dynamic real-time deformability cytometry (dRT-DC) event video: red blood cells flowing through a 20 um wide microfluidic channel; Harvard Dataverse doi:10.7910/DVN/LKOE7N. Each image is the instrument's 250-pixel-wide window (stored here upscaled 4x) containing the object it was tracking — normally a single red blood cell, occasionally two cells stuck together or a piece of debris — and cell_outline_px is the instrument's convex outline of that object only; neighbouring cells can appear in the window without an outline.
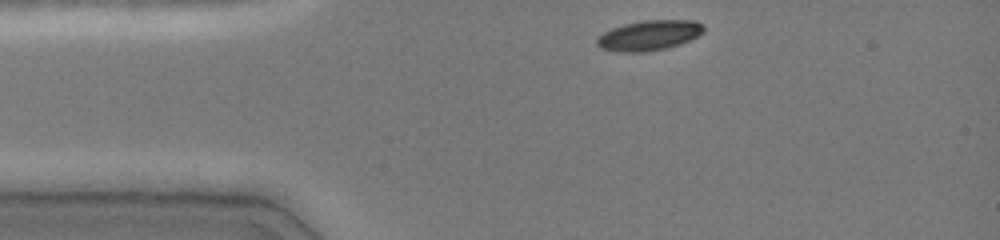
{"species": "common noctule bat (a hibernating species)", "species_latin": "Nyctalus noctula", "temperature_condition": "cold", "stored_images_in_passage": 33, "camera_frame_rate_fps": 3000, "um_per_image_px": 0.085, "animal": {"sex": "female", "body_mass_g": 19.0, "forearm_length_mm": 51.5}, "frame": {"image": 1, "passage_image": 1, "time_ms": 0.0, "image_size_px": [1000, 240], "cell_outline_px": [[704, 32], [680, 44], [668, 48], [644, 52], [620, 52], [600, 48], [596, 44], [596, 40], [604, 32], [612, 28], [624, 24], [644, 20], [696, 20], [704, 24]], "centroid_in_image_um": [55.19, 3.0], "position_along_channel_um": 29.8, "area_um2": 18.79}}
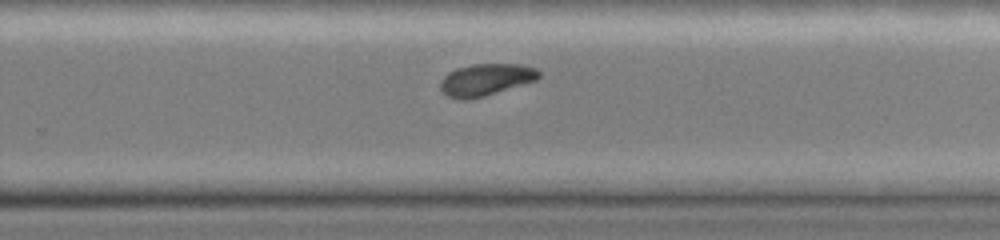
{"frame": {"image": 2, "passage_image": 23, "time_ms": 7.333, "image_size_px": [1000, 240], "cell_outline_px": [[540, 76], [536, 80], [484, 96], [464, 100], [448, 96], [440, 88], [440, 80], [448, 72], [456, 68], [472, 64], [520, 64], [536, 68], [540, 72]], "centroid_in_image_um": [41.28, 6.76], "position_along_channel_um": 288.5, "area_um2": 18.21}}
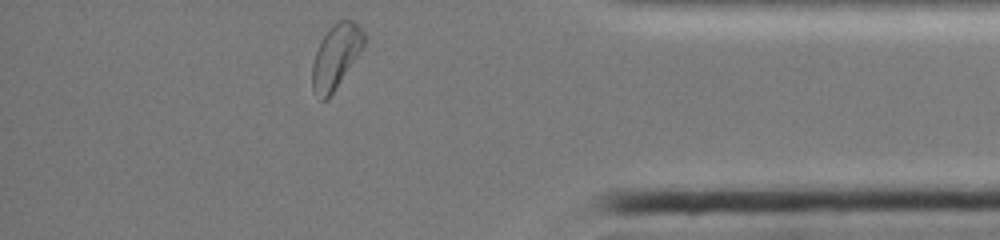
{"frame": {"image": 3, "passage_image": 33, "time_ms": 10.667, "image_size_px": [1000, 240], "cell_outline_px": [[364, 44], [360, 52], [328, 100], [320, 100], [312, 88], [312, 64], [316, 52], [324, 36], [340, 20], [352, 20], [364, 32]], "centroid_in_image_um": [28.54, 4.85], "position_along_channel_um": 406.7, "area_um2": 18.73}, "authors_computed_cell_mechanics": {"area_um2": 19.1318, "velocity_mm_per_s": 4.0427, "shape_relaxation_time_tau1_ms": 2.1313, "shape_relaxation_time_tau2_ms": null, "deformation_change_tau1": 0.1223, "deformation_change_tau2": null}}